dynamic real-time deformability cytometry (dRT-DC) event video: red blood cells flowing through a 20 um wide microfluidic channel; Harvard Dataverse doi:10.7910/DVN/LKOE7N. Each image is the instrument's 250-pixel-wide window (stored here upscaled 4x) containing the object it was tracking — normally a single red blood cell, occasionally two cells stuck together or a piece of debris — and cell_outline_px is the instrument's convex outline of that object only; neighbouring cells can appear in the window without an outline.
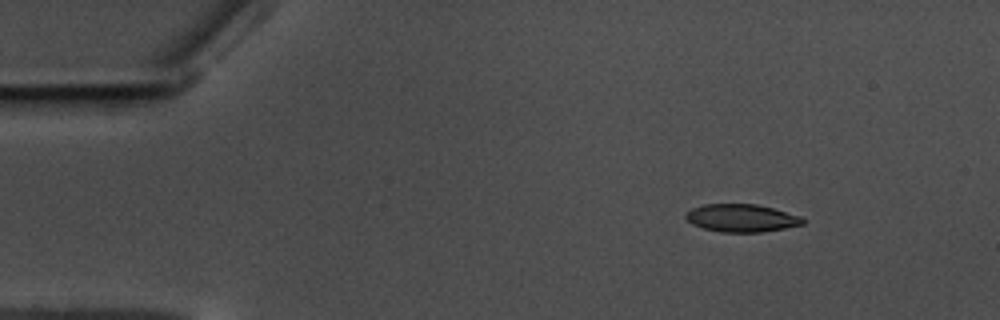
{"species": "common noctule bat (a hibernating species)", "species_latin": "Nyctalus noctula", "temperature_condition": "warm", "stored_images_in_passage": 51, "camera_frame_rate_fps": 3000, "um_per_image_px": 0.085, "animal": {"sex": "male", "body_mass_g": 17.5, "forearm_length_mm": 52.3}, "frame": {"image": 1, "passage_image": 1, "time_ms": 0.0, "image_size_px": [1000, 320], "cell_outline_px": [[804, 224], [784, 228], [760, 232], [720, 232], [704, 228], [692, 224], [684, 216], [684, 212], [692, 208], [704, 204], [756, 204], [772, 208], [800, 216], [804, 220]], "centroid_in_image_um": [62.98, 18.53], "position_along_channel_um": 22.0, "area_um2": 18.84}}
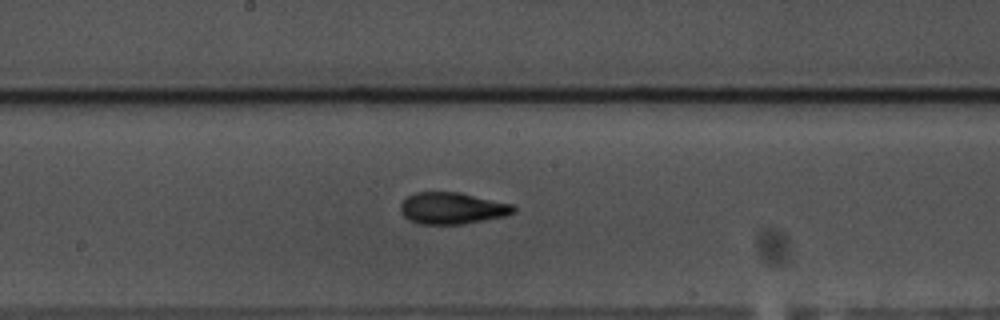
{"frame": {"image": 2, "passage_image": 24, "time_ms": 7.667, "image_size_px": [1000, 320], "cell_outline_px": [[516, 212], [504, 216], [464, 224], [420, 224], [408, 220], [400, 212], [400, 204], [408, 196], [416, 192], [460, 192], [512, 204], [516, 208]], "centroid_in_image_um": [38.42, 17.7], "position_along_channel_um": 209.8, "area_um2": 20.92}}
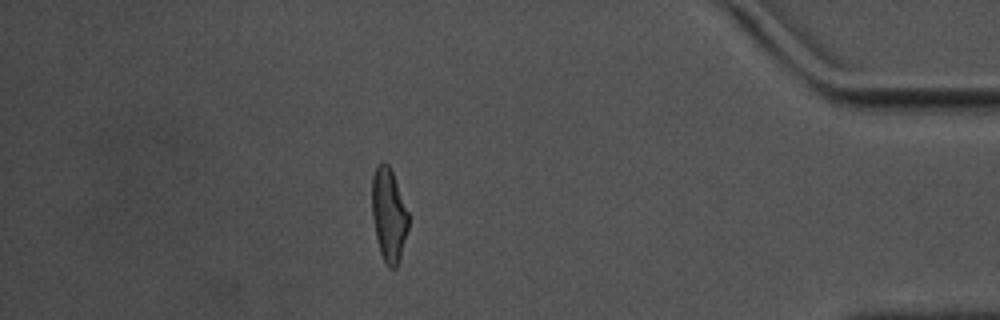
{"frame": {"image": 3, "passage_image": 44, "time_ms": 14.333, "image_size_px": [1000, 320], "cell_outline_px": [[408, 228], [400, 256], [396, 268], [388, 268], [380, 252], [376, 236], [372, 216], [372, 176], [376, 168], [380, 164], [388, 164], [392, 172], [408, 212]], "centroid_in_image_um": [33.03, 18.29], "position_along_channel_um": 402.2, "area_um2": 19.36}, "authors_computed_cell_mechanics": {"area_um2": 20.1144, "velocity_mm_per_s": 3.5248, "shape_relaxation_time_tau1_ms": 3.4513, "shape_relaxation_time_tau2_ms": 1.7048, "deformation_change_tau1": 0.1665, "deformation_change_tau2": 0.0959}}